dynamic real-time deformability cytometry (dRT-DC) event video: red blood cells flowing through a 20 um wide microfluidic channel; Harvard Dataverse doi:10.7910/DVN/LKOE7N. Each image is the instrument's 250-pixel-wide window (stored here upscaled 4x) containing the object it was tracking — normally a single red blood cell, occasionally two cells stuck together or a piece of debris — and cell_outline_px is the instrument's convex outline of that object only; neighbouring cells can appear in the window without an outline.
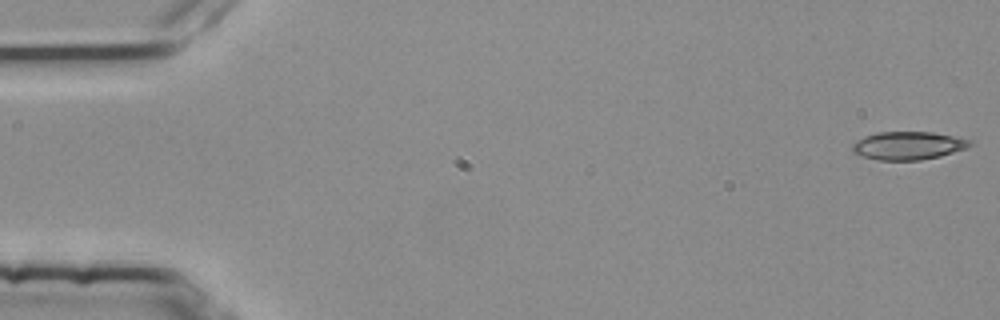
{"species": "common noctule bat (a hibernating species)", "species_latin": "Nyctalus noctula", "temperature_condition": "room temperature", "stored_images_in_passage": 54, "camera_frame_rate_fps": 3000, "um_per_image_px": 0.085, "animal": {"sex": "female", "body_mass_g": 25.1}, "frame": {"image": 1, "passage_image": 1, "time_ms": 0.0, "image_size_px": [1000, 320], "cell_outline_px": [[972, 144], [964, 148], [940, 156], [920, 160], [876, 160], [860, 156], [852, 152], [852, 144], [856, 140], [864, 136], [876, 132], [932, 132], [972, 140]], "centroid_in_image_um": [77.12, 12.38], "position_along_channel_um": 7.9, "area_um2": 19.25}}
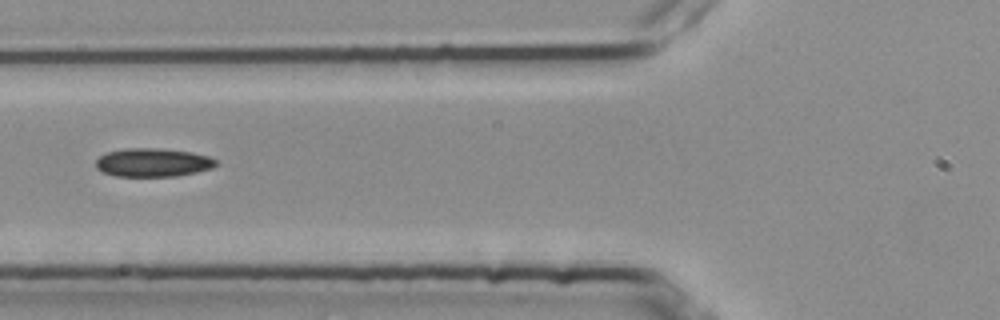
{"frame": {"image": 2, "passage_image": 21, "time_ms": 6.667, "image_size_px": [1000, 320], "cell_outline_px": [[220, 164], [212, 168], [196, 172], [176, 176], [116, 176], [104, 172], [96, 168], [96, 160], [100, 156], [108, 152], [128, 148], [156, 148], [192, 152], [208, 156], [216, 160]], "centroid_in_image_um": [13.03, 13.81], "position_along_channel_um": 112.8, "area_um2": 19.88}}
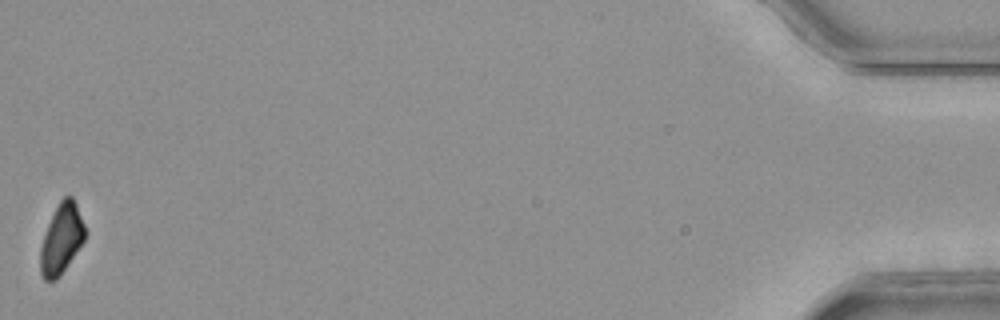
{"frame": {"image": 3, "passage_image": 54, "time_ms": 17.667, "image_size_px": [1000, 320], "cell_outline_px": [[88, 232], [84, 240], [60, 276], [56, 280], [44, 280], [40, 272], [40, 248], [48, 224], [60, 200], [64, 196], [72, 196], [76, 204]], "centroid_in_image_um": [5.24, 20.31], "position_along_channel_um": 430.0, "area_um2": 18.09}, "authors_computed_cell_mechanics": {"area_um2": 19.6809, "velocity_mm_per_s": 3.7971, "shape_relaxation_time_tau1_ms": null, "shape_relaxation_time_tau2_ms": 6.9191, "deformation_change_tau1": null, "deformation_change_tau2": 0.1355}}